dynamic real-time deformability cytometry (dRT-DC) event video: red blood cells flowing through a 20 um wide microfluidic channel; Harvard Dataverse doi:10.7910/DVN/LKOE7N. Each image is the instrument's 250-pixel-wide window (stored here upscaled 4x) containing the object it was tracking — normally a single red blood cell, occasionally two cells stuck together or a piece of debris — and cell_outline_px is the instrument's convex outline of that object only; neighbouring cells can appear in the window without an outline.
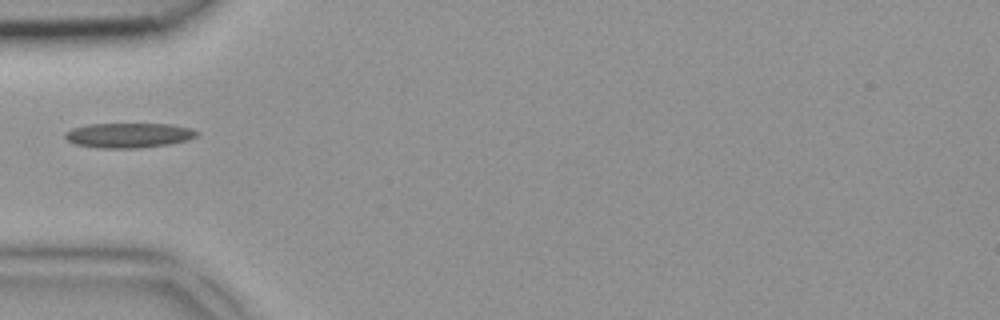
{"species": "common noctule bat (a hibernating species)", "species_latin": "Nyctalus noctula", "temperature_condition": "room temperature", "stored_images_in_passage": 1, "camera_frame_rate_fps": 3000, "um_per_image_px": 0.085, "animal": {"sex": "female", "body_mass_g": 18.4}, "frame": {"image": 1, "passage_image": 1, "time_ms": 0.0, "image_size_px": [1000, 320], "cell_outline_px": [[200, 132], [196, 136], [188, 140], [168, 144], [140, 148], [96, 148], [76, 144], [68, 140], [64, 136], [64, 132], [72, 128], [88, 124], [172, 124], [192, 128]], "centroid_in_image_um": [10.95, 11.5], "position_along_channel_um": 74.1, "area_um2": 19.19}}